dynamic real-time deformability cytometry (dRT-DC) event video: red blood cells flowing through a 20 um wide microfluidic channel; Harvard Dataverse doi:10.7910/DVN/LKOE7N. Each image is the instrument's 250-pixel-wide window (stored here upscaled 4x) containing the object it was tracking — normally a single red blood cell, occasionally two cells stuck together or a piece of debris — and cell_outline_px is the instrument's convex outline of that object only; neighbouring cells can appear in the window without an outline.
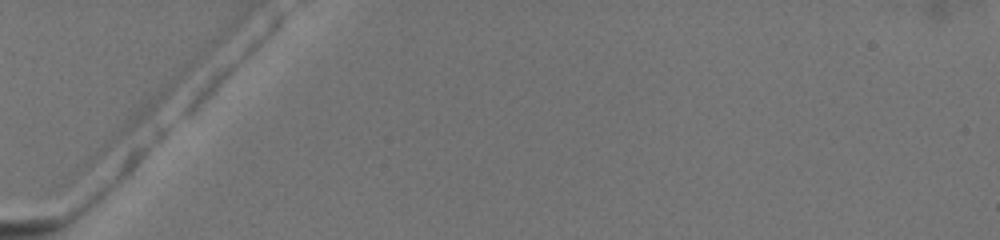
{"species": "common noctule bat (a hibernating species)", "species_latin": "Nyctalus noctula", "temperature_condition": "warm", "stored_images_in_passage": 5, "camera_frame_rate_fps": 3000, "um_per_image_px": 0.085, "animal": {"sex": "female", "body_mass_g": 19.5, "forearm_length_mm": 54.1}, "frame": {"image": 1, "passage_image": 1, "time_ms": 0.0, "image_size_px": [1000, 240], "cell_outline_px": [[196, 60], [172, 92], [120, 144], [84, 176], [76, 180], [68, 180], [68, 172], [76, 164], [164, 84], [192, 60]], "centroid_in_image_um": [10.73, 10.81], "position_along_channel_um": 74.3, "area_um2": 14.97}}